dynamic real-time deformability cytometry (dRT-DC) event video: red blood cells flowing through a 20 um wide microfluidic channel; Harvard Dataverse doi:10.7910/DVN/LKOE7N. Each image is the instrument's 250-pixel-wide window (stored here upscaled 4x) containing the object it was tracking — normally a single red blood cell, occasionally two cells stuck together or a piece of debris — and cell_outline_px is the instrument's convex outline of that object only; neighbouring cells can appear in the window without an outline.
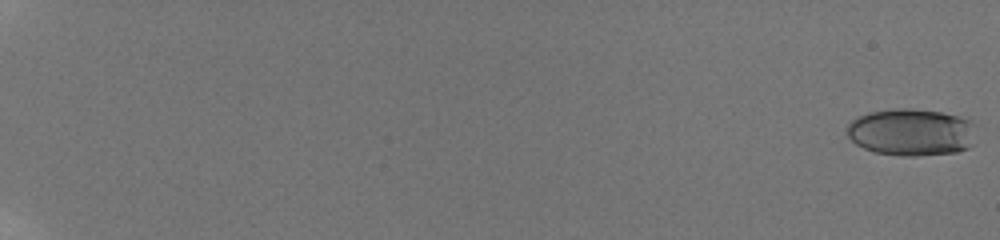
{"species": "human", "species_latin": "Homo sapiens", "temperature_condition": "room temperature", "stored_images_in_passage": 30, "camera_frame_rate_fps": 3000, "um_per_image_px": 0.085, "donor": {"sex": "male"}, "frame": {"image": 1, "passage_image": 1, "time_ms": 0.0, "image_size_px": [1000, 240], "cell_outline_px": [[976, 124], [972, 144], [968, 148], [956, 152], [916, 156], [904, 156], [876, 152], [864, 148], [856, 144], [848, 136], [848, 124], [852, 120], [868, 112], [896, 108], [912, 108], [940, 112], [956, 116], [968, 120]], "centroid_in_image_um": [77.48, 11.23], "position_along_channel_um": 7.5, "area_um2": 35.43}}
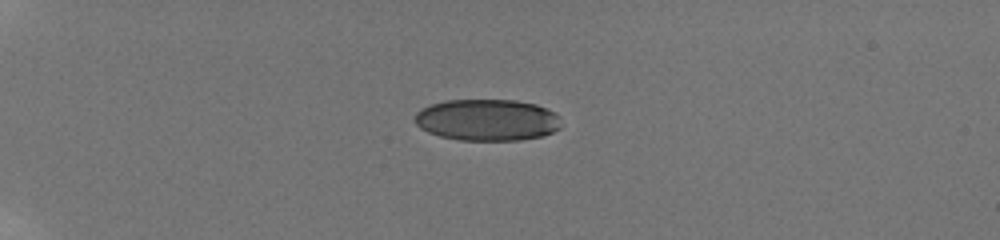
{"frame": {"image": 2, "passage_image": 15, "time_ms": 6.0, "image_size_px": [1000, 240], "cell_outline_px": [[560, 128], [552, 132], [540, 136], [520, 140], [460, 140], [440, 136], [428, 132], [420, 128], [416, 124], [416, 112], [420, 108], [432, 104], [448, 100], [516, 100], [536, 104], [560, 116]], "centroid_in_image_um": [41.4, 10.19], "position_along_channel_um": 43.6, "area_um2": 35.37}}
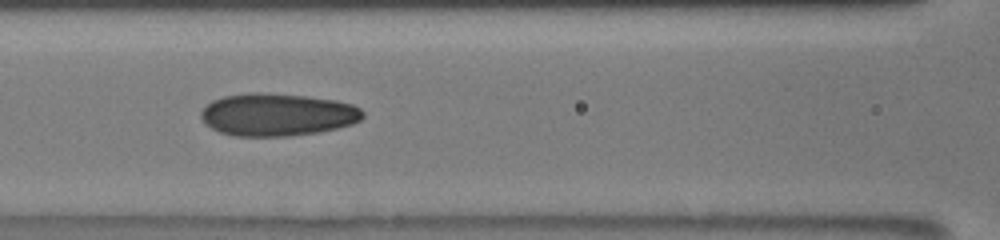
{"frame": {"image": 3, "passage_image": 25, "time_ms": 10.333, "image_size_px": [1000, 240], "cell_outline_px": [[364, 116], [360, 120], [352, 124], [320, 132], [288, 136], [232, 136], [220, 132], [204, 124], [200, 116], [200, 112], [212, 100], [224, 96], [252, 92], [256, 92], [308, 96], [336, 100], [352, 104], [360, 108], [364, 112]], "centroid_in_image_um": [23.57, 9.74], "position_along_channel_um": 143.0, "area_um2": 40.34}}